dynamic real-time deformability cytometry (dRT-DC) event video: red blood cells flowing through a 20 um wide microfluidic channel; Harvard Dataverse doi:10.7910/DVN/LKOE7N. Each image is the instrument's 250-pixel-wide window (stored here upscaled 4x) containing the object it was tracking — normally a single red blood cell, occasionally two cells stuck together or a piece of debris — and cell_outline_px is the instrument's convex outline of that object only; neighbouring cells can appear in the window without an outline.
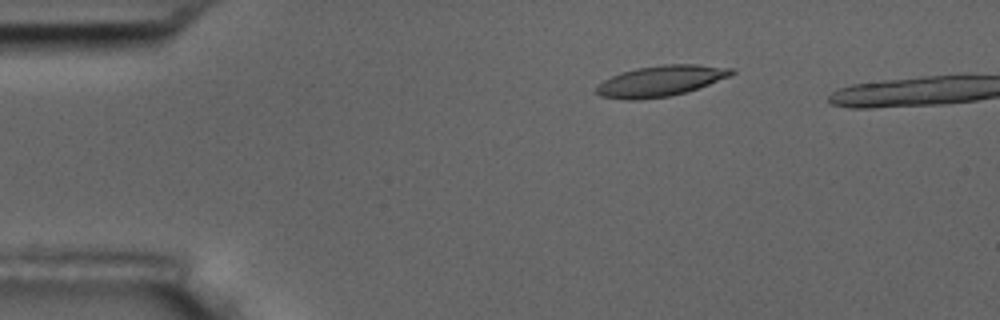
{"species": "common noctule bat (a hibernating species)", "species_latin": "Nyctalus noctula", "temperature_condition": "room temperature", "stored_images_in_passage": 2, "camera_frame_rate_fps": 3000, "um_per_image_px": 0.085, "animal": {"sex": "male", "body_mass_g": 17.5, "forearm_length_mm": 52.3}, "frame": {"image": 1, "passage_image": 2, "time_ms": 1.333, "image_size_px": [1000, 320], "cell_outline_px": [[736, 72], [728, 76], [708, 84], [684, 92], [668, 96], [632, 100], [628, 100], [600, 96], [596, 92], [596, 88], [604, 80], [620, 72], [636, 68], [664, 64], [696, 64], [736, 68]], "centroid_in_image_um": [56.15, 6.86], "position_along_channel_um": 28.8, "area_um2": 23.93}}